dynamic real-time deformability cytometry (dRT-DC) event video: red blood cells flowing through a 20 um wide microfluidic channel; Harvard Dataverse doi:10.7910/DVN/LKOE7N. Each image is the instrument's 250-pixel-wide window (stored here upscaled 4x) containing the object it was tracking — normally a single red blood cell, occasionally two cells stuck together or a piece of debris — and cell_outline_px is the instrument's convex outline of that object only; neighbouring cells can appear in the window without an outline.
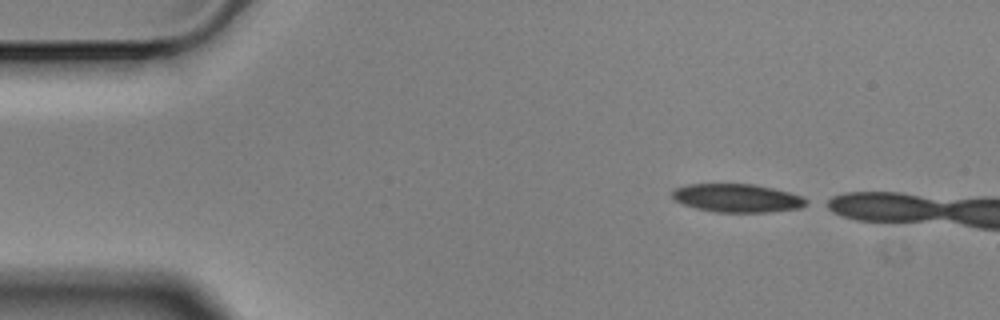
{"species": "Egyptian fruit bat (a non-hibernating species)", "species_latin": "Rousettus aegyptiacus", "temperature_condition": "cold", "stored_images_in_passage": 8, "camera_frame_rate_fps": 3000, "um_per_image_px": 0.085, "animal": {"sex": "male"}, "frame": {"image": 1, "passage_image": 1, "time_ms": 0.0, "image_size_px": [1000, 320], "cell_outline_px": [[808, 204], [800, 208], [768, 212], [716, 212], [696, 208], [684, 204], [676, 200], [672, 196], [672, 192], [676, 188], [688, 184], [752, 184], [772, 188], [788, 192], [800, 196], [808, 200]], "centroid_in_image_um": [62.67, 16.84], "position_along_channel_um": 22.3, "area_um2": 21.91}}